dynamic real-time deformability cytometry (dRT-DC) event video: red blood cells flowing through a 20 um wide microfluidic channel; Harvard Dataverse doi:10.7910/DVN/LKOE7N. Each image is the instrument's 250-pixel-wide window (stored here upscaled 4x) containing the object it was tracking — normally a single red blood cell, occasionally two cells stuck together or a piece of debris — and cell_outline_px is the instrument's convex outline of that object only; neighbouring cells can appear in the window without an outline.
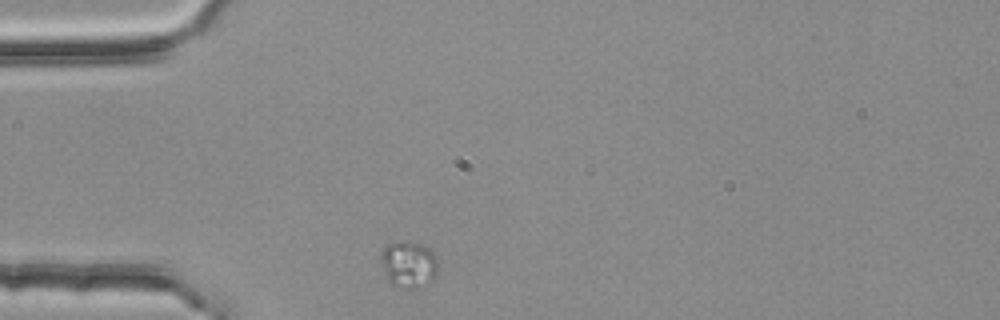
{"species": "common noctule bat (a hibernating species)", "species_latin": "Nyctalus noctula", "temperature_condition": "room temperature", "stored_images_in_passage": 32, "camera_frame_rate_fps": 3000, "um_per_image_px": 0.085, "animal": {"sex": "female", "body_mass_g": 25.1}, "frame": {"image": 1, "passage_image": 1, "time_ms": 0.0, "image_size_px": [1000, 320], "cell_outline_px": [[436, 276], [428, 284], [416, 288], [400, 288], [392, 284], [388, 280], [384, 268], [380, 252], [388, 244], [400, 240], [404, 240], [420, 244], [428, 248], [436, 256]], "centroid_in_image_um": [34.74, 22.46], "position_along_channel_um": 50.3, "area_um2": 15.37}}